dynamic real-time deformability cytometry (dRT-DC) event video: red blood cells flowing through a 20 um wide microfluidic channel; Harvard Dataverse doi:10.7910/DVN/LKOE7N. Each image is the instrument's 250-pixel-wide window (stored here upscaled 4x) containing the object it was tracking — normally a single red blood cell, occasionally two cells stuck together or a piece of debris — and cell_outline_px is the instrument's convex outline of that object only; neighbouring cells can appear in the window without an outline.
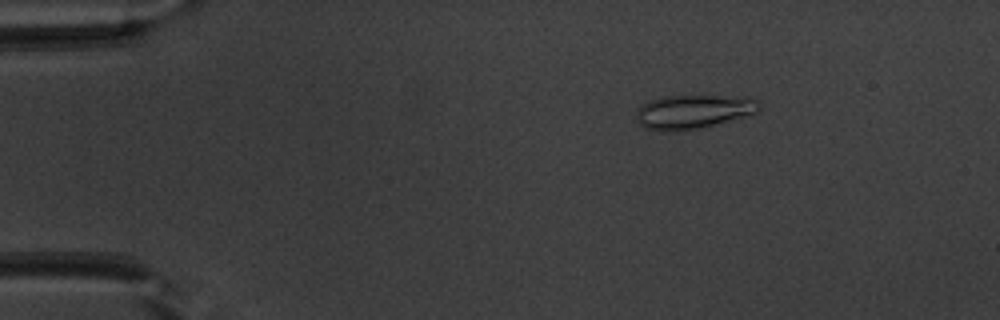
{"species": "common noctule bat (a hibernating species)", "species_latin": "Nyctalus noctula", "temperature_condition": "warm", "stored_images_in_passage": 51, "camera_frame_rate_fps": 3000, "um_per_image_px": 0.085, "animal": {"sex": "male", "body_mass_g": 20.1, "forearm_length_mm": 53.5}, "frame": {"image": 1, "passage_image": 9, "time_ms": 2.667, "image_size_px": [1000, 320], "cell_outline_px": [[760, 108], [756, 112], [704, 128], [668, 132], [644, 128], [636, 120], [636, 108], [648, 100], [664, 96], [716, 96], [756, 100], [760, 104]], "centroid_in_image_um": [58.81, 9.51], "position_along_channel_um": 26.2, "area_um2": 24.1}}
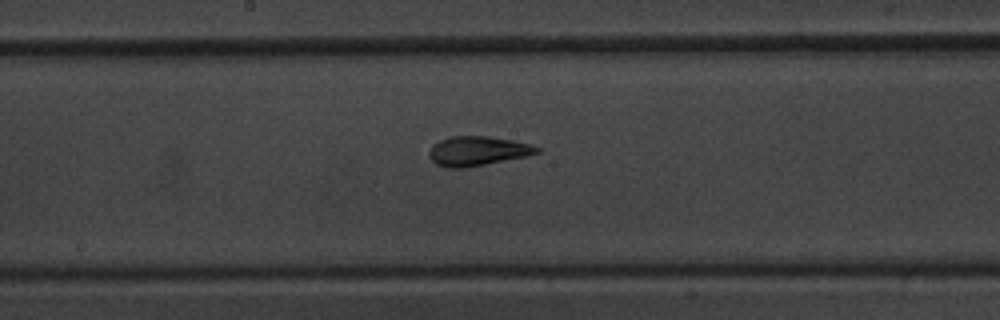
{"frame": {"image": 2, "passage_image": 28, "time_ms": 9.0, "image_size_px": [1000, 320], "cell_outline_px": [[540, 152], [524, 156], [464, 168], [444, 168], [436, 164], [428, 156], [428, 152], [432, 144], [440, 140], [452, 136], [488, 136], [512, 140], [528, 144], [540, 148]], "centroid_in_image_um": [40.52, 12.83], "position_along_channel_um": 207.7, "area_um2": 18.32}}
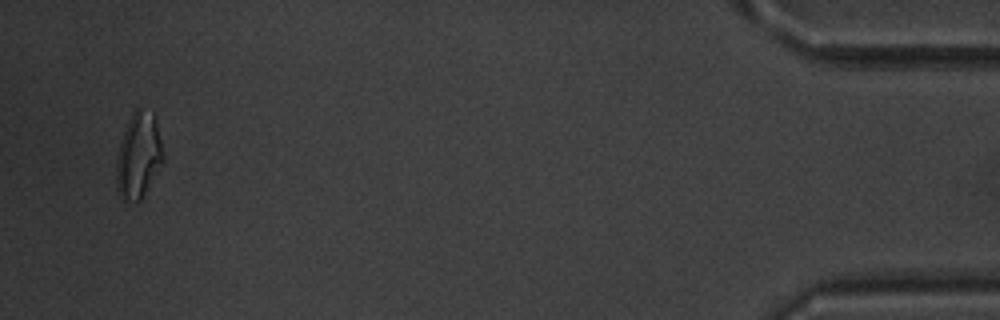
{"frame": {"image": 3, "passage_image": 50, "time_ms": 16.333, "image_size_px": [1000, 320], "cell_outline_px": [[164, 160], [140, 200], [136, 204], [124, 200], [120, 196], [116, 188], [116, 156], [120, 140], [128, 120], [132, 112], [136, 108], [140, 108], [152, 112], [156, 116], [164, 152]], "centroid_in_image_um": [11.77, 13.21], "position_along_channel_um": 423.4, "area_um2": 23.81}, "authors_computed_cell_mechanics": {"area_um2": 19.3052, "velocity_mm_per_s": 4.0031, "shape_relaxation_time_tau1_ms": 6.175, "shape_relaxation_time_tau2_ms": 1.04, "deformation_change_tau1": 0.1954, "deformation_change_tau2": 0.0756}}